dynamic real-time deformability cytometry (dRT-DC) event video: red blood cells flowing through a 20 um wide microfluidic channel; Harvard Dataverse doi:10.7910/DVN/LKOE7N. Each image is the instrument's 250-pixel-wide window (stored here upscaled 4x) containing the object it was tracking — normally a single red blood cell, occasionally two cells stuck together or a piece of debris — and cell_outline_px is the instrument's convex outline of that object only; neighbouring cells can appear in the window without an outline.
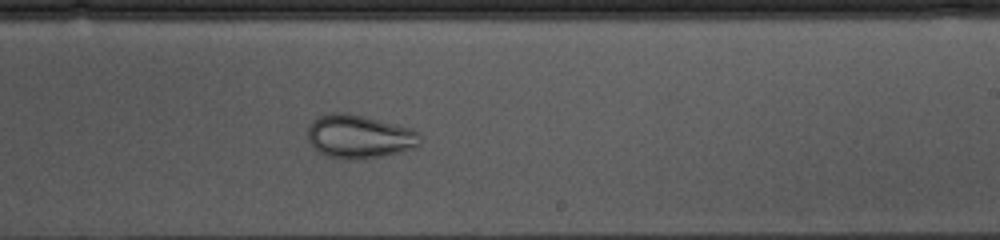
{"species": "common noctule bat (a hibernating species)", "species_latin": "Nyctalus noctula", "temperature_condition": "cold", "stored_images_in_passage": 54, "camera_frame_rate_fps": 3000, "um_per_image_px": 0.085, "animal": {"sex": "female", "body_mass_g": 10.0, "forearm_length_mm": 53.1}, "frame": {"image": 1, "passage_image": 31, "time_ms": 10.0, "image_size_px": [1000, 240], "cell_outline_px": [[424, 140], [416, 148], [384, 156], [352, 160], [344, 160], [328, 156], [312, 148], [308, 140], [308, 124], [312, 120], [328, 112], [348, 112], [412, 128], [420, 132]], "centroid_in_image_um": [30.56, 11.61], "position_along_channel_um": 258.4, "area_um2": 29.19}}
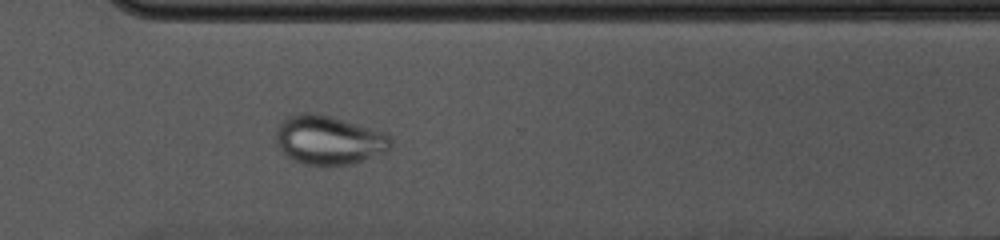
{"frame": {"image": 2, "passage_image": 38, "time_ms": 12.333, "image_size_px": [1000, 240], "cell_outline_px": [[392, 144], [384, 152], [348, 164], [308, 164], [296, 160], [288, 156], [276, 144], [276, 128], [288, 116], [300, 112], [316, 112], [332, 116], [384, 132], [392, 136]], "centroid_in_image_um": [27.94, 11.85], "position_along_channel_um": 342.7, "area_um2": 32.31}}